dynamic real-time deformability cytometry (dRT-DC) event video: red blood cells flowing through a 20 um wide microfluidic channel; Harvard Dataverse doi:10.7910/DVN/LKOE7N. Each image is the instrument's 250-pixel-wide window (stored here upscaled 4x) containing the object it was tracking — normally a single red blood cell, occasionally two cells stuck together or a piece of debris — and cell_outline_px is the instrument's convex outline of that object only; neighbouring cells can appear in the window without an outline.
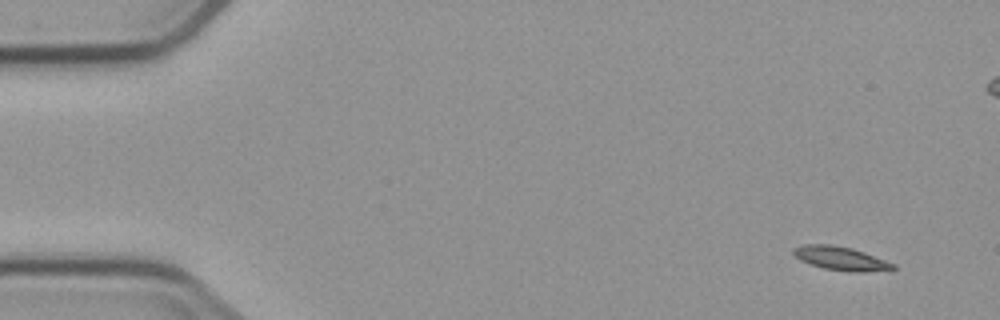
{"species": "common noctule bat (a hibernating species)", "species_latin": "Nyctalus noctula", "temperature_condition": "cold", "stored_images_in_passage": 6, "camera_frame_rate_fps": 3000, "um_per_image_px": 0.085, "animal": {"sex": "male", "body_mass_g": 23.1, "forearm_length_mm": 52.7}, "frame": {"image": 1, "passage_image": 1, "time_ms": 0.0, "image_size_px": [1000, 320], "cell_outline_px": [[896, 268], [892, 272], [848, 272], [824, 268], [800, 260], [792, 252], [792, 248], [804, 244], [832, 244], [852, 248], [864, 252], [896, 264]], "centroid_in_image_um": [71.56, 21.98], "position_along_channel_um": 13.4, "area_um2": 14.1}}